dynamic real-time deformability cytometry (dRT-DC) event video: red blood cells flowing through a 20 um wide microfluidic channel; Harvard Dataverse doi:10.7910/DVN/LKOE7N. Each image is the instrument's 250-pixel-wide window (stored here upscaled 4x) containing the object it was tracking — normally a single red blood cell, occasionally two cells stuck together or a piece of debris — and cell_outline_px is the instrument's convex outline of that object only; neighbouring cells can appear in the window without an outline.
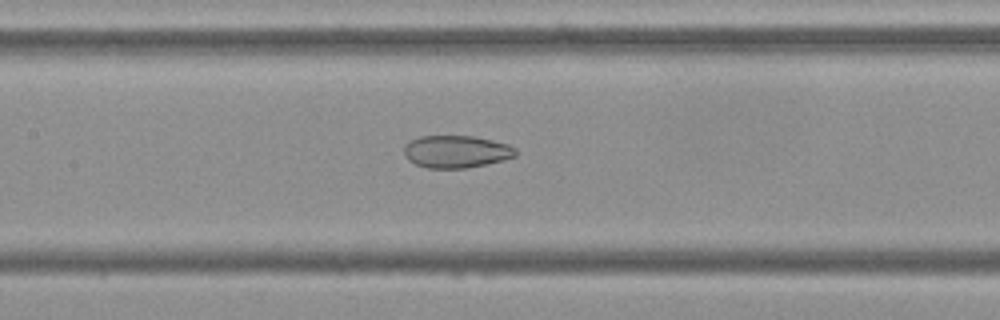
{"species": "Egyptian fruit bat (a non-hibernating species)", "species_latin": "Rousettus aegyptiacus", "temperature_condition": "cold", "stored_images_in_passage": 16, "camera_frame_rate_fps": 3000, "um_per_image_px": 0.085, "frame": {"image": 1, "passage_image": 14, "time_ms": 4.333, "image_size_px": [1000, 320], "cell_outline_px": [[516, 156], [504, 160], [488, 164], [468, 168], [428, 168], [416, 164], [408, 160], [404, 152], [404, 148], [412, 140], [420, 136], [472, 136], [492, 140], [508, 144], [516, 148]], "centroid_in_image_um": [38.82, 12.89], "position_along_channel_um": 168.6, "area_um2": 21.04}}